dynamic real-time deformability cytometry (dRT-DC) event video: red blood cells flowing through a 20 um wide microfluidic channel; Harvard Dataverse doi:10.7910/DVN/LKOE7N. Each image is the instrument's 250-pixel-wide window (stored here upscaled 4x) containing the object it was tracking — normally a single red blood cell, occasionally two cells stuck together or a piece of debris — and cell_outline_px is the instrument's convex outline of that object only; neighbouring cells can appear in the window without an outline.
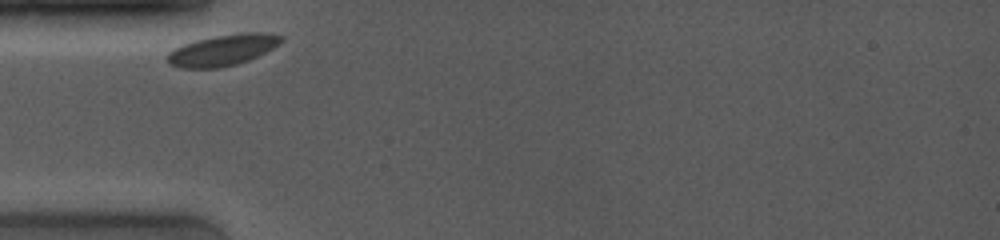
{"species": "common noctule bat (a hibernating species)", "species_latin": "Nyctalus noctula", "temperature_condition": "room temperature", "stored_images_in_passage": 9, "camera_frame_rate_fps": 4000, "um_per_image_px": 0.085, "animal": {"sex": "female", "body_mass_g": 19.0, "forearm_length_mm": 53.3}, "frame": {"image": 1, "passage_image": 1, "time_ms": 0.0, "image_size_px": [1000, 240], "cell_outline_px": [[284, 40], [280, 44], [248, 60], [236, 64], [220, 68], [180, 68], [168, 64], [168, 52], [184, 44], [196, 40], [216, 36], [240, 32], [268, 32], [284, 36]], "centroid_in_image_um": [18.96, 4.25], "position_along_channel_um": 66.0, "area_um2": 20.63}}
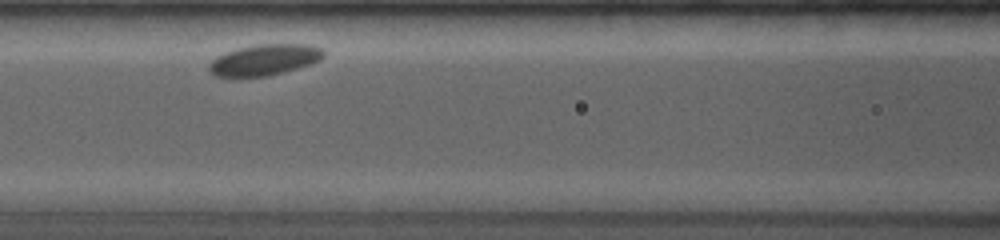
{"frame": {"image": 2, "passage_image": 4, "time_ms": 2.25, "image_size_px": [1000, 240], "cell_outline_px": [[324, 56], [320, 60], [296, 68], [268, 76], [216, 76], [208, 72], [208, 64], [216, 56], [224, 52], [236, 48], [256, 44], [312, 44], [320, 48], [324, 52]], "centroid_in_image_um": [22.44, 5.07], "position_along_channel_um": 144.2, "area_um2": 20.69}}
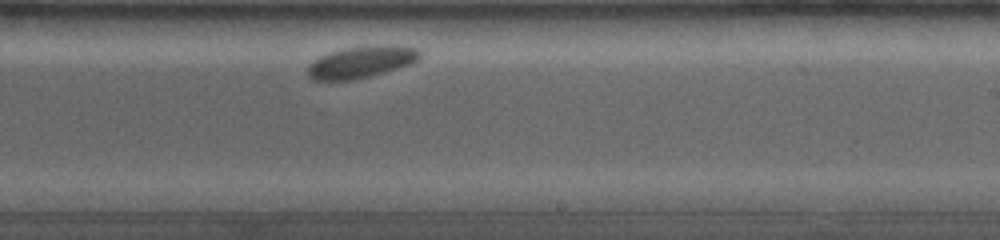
{"frame": {"image": 3, "passage_image": 9, "time_ms": 5.5, "image_size_px": [1000, 240], "cell_outline_px": [[420, 56], [416, 60], [408, 64], [384, 72], [352, 80], [312, 80], [308, 76], [308, 64], [320, 56], [344, 48], [392, 44], [420, 48]], "centroid_in_image_um": [30.7, 5.26], "position_along_channel_um": 258.3, "area_um2": 20.52}}